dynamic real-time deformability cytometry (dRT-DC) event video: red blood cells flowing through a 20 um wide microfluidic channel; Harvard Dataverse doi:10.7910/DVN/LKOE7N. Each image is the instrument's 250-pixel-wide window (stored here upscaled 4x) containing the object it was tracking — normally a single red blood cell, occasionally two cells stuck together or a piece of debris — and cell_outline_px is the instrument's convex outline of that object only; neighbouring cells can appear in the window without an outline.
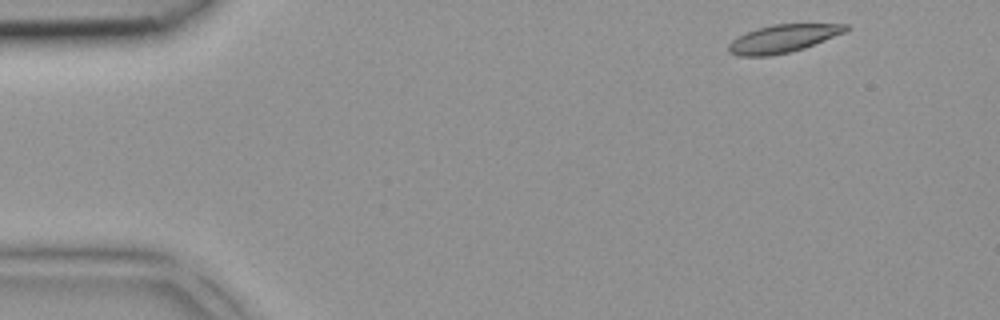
{"species": "common noctule bat (a hibernating species)", "species_latin": "Nyctalus noctula", "temperature_condition": "room temperature", "stored_images_in_passage": 3, "camera_frame_rate_fps": 3000, "um_per_image_px": 0.085, "animal": {"sex": "female", "body_mass_g": 18.4}, "frame": {"image": 1, "passage_image": 1, "time_ms": 0.0, "image_size_px": [1000, 320], "cell_outline_px": [[848, 28], [844, 32], [804, 48], [788, 52], [768, 56], [736, 56], [728, 52], [728, 44], [736, 36], [756, 28], [772, 24], [848, 24]], "centroid_in_image_um": [66.47, 3.28], "position_along_channel_um": 18.5, "area_um2": 18.96}}